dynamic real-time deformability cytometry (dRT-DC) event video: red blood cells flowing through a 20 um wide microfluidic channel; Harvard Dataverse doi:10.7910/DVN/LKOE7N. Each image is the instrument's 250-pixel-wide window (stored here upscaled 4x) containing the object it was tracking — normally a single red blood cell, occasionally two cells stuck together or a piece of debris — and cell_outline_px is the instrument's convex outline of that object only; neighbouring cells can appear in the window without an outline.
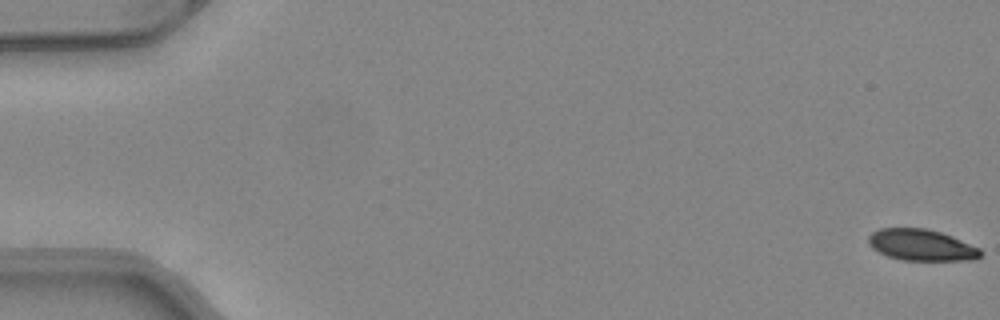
{"species": "common noctule bat (a hibernating species)", "species_latin": "Nyctalus noctula", "temperature_condition": "warm", "stored_images_in_passage": 51, "camera_frame_rate_fps": 3000, "um_per_image_px": 0.085, "animal": {"sex": "female", "body_mass_g": 24.6, "forearm_length_mm": 56.2}, "frame": {"image": 1, "passage_image": 1, "time_ms": 0.0, "image_size_px": [1000, 320], "cell_outline_px": [[984, 252], [980, 256], [972, 260], [900, 260], [888, 256], [872, 248], [868, 244], [868, 236], [872, 232], [880, 228], [924, 228], [940, 232], [952, 236], [980, 248]], "centroid_in_image_um": [78.32, 20.83], "position_along_channel_um": 6.7, "area_um2": 20.52}}
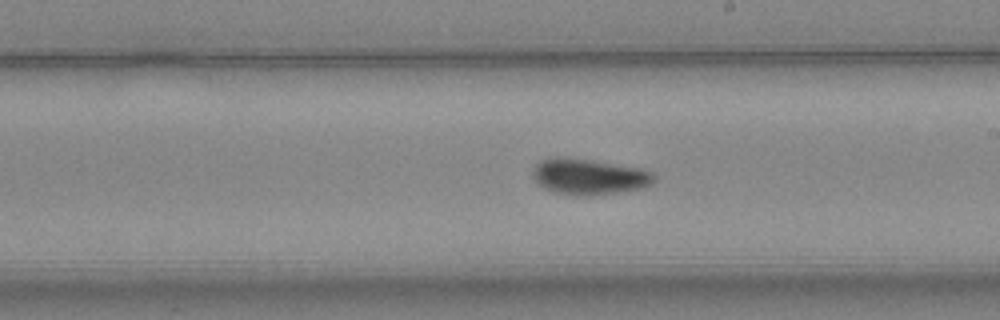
{"frame": {"image": 2, "passage_image": 30, "time_ms": 9.667, "image_size_px": [1000, 320], "cell_outline_px": [[656, 180], [652, 184], [640, 188], [620, 192], [588, 196], [572, 196], [552, 192], [536, 184], [532, 176], [532, 168], [540, 160], [556, 156], [560, 156], [592, 160], [640, 168], [652, 172], [656, 176]], "centroid_in_image_um": [50.01, 15.02], "position_along_channel_um": 239.0, "area_um2": 25.89}}
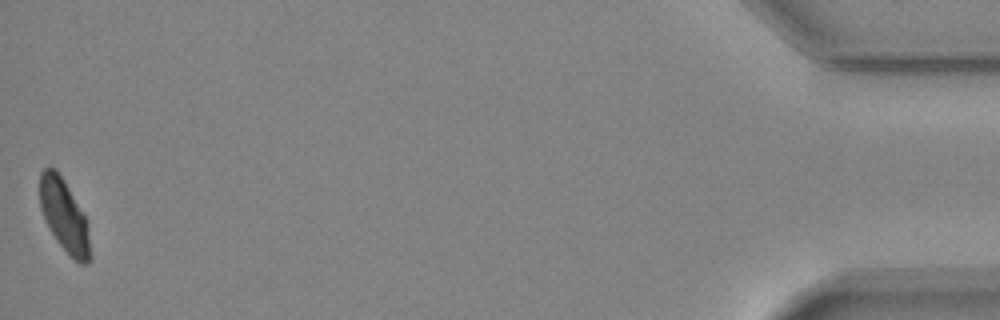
{"frame": {"image": 3, "passage_image": 51, "time_ms": 16.667, "image_size_px": [1000, 320], "cell_outline_px": [[92, 256], [88, 264], [80, 264], [56, 240], [44, 220], [40, 208], [40, 172], [44, 168], [56, 168], [64, 180], [84, 216]], "centroid_in_image_um": [5.43, 18.33], "position_along_channel_um": 429.8, "area_um2": 20.81}, "authors_computed_cell_mechanics": {"area_um2": 23.12, "velocity_mm_per_s": 4.1041, "shape_relaxation_time_tau1_ms": 6.2994, "shape_relaxation_time_tau2_ms": 2.9555, "deformation_change_tau1": 0.1519, "deformation_change_tau2": 0.05}}